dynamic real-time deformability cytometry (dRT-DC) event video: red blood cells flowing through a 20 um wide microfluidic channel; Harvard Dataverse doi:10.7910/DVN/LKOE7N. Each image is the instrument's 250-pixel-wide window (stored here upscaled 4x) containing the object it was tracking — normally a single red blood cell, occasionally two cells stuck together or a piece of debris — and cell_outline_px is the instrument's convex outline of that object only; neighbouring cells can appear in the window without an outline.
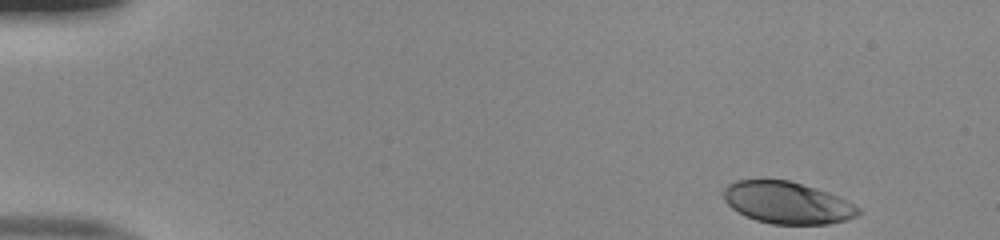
{"species": "human", "species_latin": "Homo sapiens", "temperature_condition": "room temperature", "stored_images_in_passage": 48, "camera_frame_rate_fps": 3000, "um_per_image_px": 0.085, "donor": {"sex": "male"}, "frame": {"image": 1, "passage_image": 1, "time_ms": 0.0, "image_size_px": [1000, 240], "cell_outline_px": [[860, 212], [856, 216], [848, 220], [828, 224], [772, 224], [756, 220], [732, 208], [724, 200], [720, 192], [728, 184], [736, 180], [788, 180], [816, 188], [836, 196], [860, 208]], "centroid_in_image_um": [66.88, 17.23], "position_along_channel_um": 18.1, "area_um2": 32.71}}
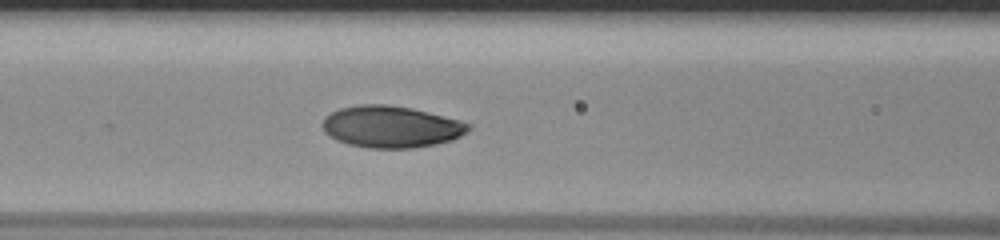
{"frame": {"image": 2, "passage_image": 19, "time_ms": 6.0, "image_size_px": [1000, 240], "cell_outline_px": [[472, 128], [468, 132], [452, 140], [436, 144], [412, 148], [368, 148], [348, 144], [336, 140], [328, 136], [324, 132], [324, 116], [340, 108], [360, 104], [388, 104], [412, 108], [460, 120], [472, 124]], "centroid_in_image_um": [33.26, 10.77], "position_along_channel_um": 133.3, "area_um2": 35.72}}
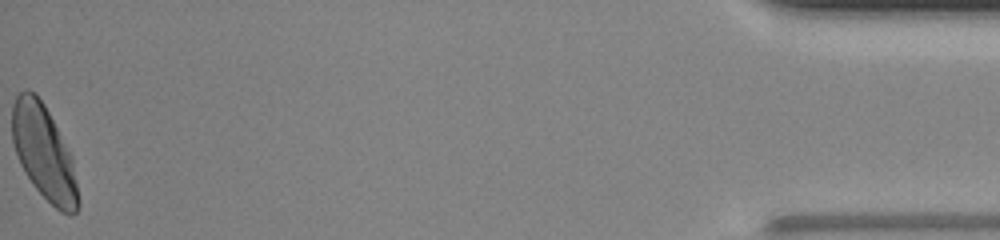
{"frame": {"image": 3, "passage_image": 48, "time_ms": 15.667, "image_size_px": [1000, 240], "cell_outline_px": [[80, 204], [76, 212], [72, 216], [68, 216], [60, 212], [32, 184], [24, 172], [20, 164], [12, 140], [12, 104], [16, 96], [24, 88], [28, 88], [44, 104], [72, 156], [80, 200]], "centroid_in_image_um": [3.74, 13.0], "position_along_channel_um": 431.5, "area_um2": 36.36}, "authors_computed_cell_mechanics": {"area_um2": 34.7956, "velocity_mm_per_s": 4.0036, "shape_relaxation_time_tau1_ms": 2.6676, "shape_relaxation_time_tau2_ms": null, "deformation_change_tau1": 0.1529, "deformation_change_tau2": null}}